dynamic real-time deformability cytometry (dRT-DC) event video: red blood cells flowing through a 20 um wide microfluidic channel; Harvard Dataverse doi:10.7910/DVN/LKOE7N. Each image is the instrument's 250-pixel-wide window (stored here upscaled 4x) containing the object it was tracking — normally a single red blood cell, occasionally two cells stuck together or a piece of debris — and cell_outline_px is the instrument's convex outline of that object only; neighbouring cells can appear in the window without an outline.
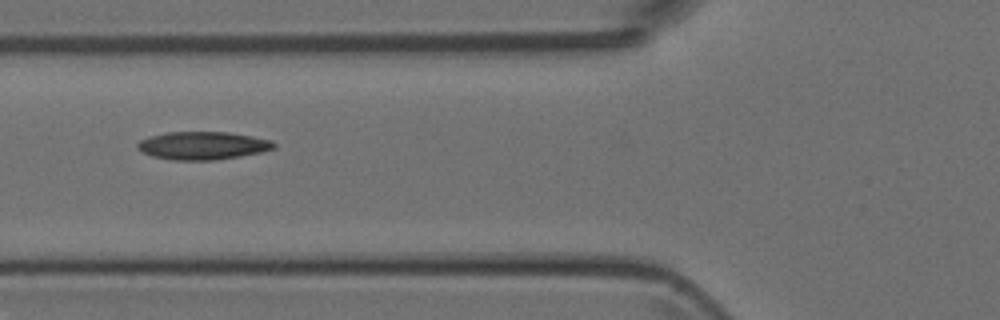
{"species": "Egyptian fruit bat (a non-hibernating species)", "species_latin": "Rousettus aegyptiacus", "temperature_condition": "room temperature", "stored_images_in_passage": 5, "camera_frame_rate_fps": 3000, "um_per_image_px": 0.085, "animal": {"sex": "female"}, "frame": {"image": 1, "passage_image": 5, "time_ms": 5.333, "image_size_px": [1000, 320], "cell_outline_px": [[276, 148], [260, 152], [240, 156], [212, 160], [172, 160], [152, 156], [136, 148], [136, 144], [140, 140], [148, 136], [164, 132], [228, 132], [252, 136], [272, 140], [276, 144]], "centroid_in_image_um": [17.21, 12.37], "position_along_channel_um": 108.6, "area_um2": 22.31}}